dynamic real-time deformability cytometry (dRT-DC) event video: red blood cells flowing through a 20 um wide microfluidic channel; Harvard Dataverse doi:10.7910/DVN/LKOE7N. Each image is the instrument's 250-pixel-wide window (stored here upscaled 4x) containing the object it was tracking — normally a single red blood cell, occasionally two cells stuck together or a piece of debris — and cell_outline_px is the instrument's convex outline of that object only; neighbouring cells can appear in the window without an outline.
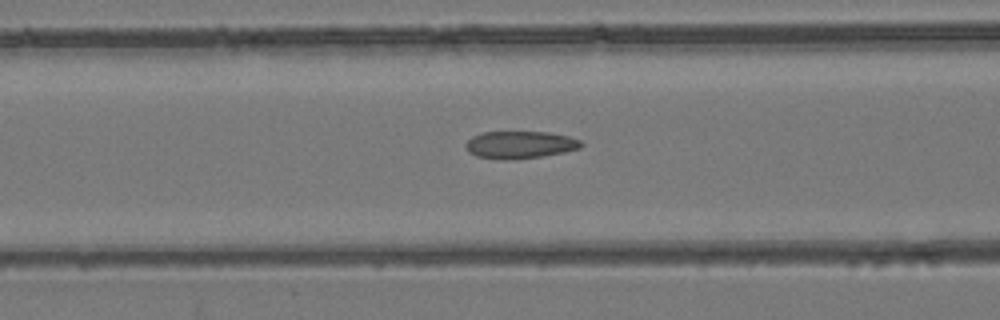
{"species": "common noctule bat (a hibernating species)", "species_latin": "Nyctalus noctula", "temperature_condition": "room temperature", "stored_images_in_passage": 35, "camera_frame_rate_fps": 3000, "um_per_image_px": 0.085, "animal": {"sex": "female", "body_mass_g": 24.6, "forearm_length_mm": 56.2}, "frame": {"image": 1, "passage_image": 13, "time_ms": 4.0, "image_size_px": [1000, 320], "cell_outline_px": [[584, 144], [580, 148], [564, 152], [544, 156], [516, 160], [508, 160], [476, 156], [468, 152], [464, 144], [472, 136], [480, 132], [548, 132], [568, 136], [580, 140]], "centroid_in_image_um": [44.19, 12.31], "position_along_channel_um": 122.4, "area_um2": 18.61}}
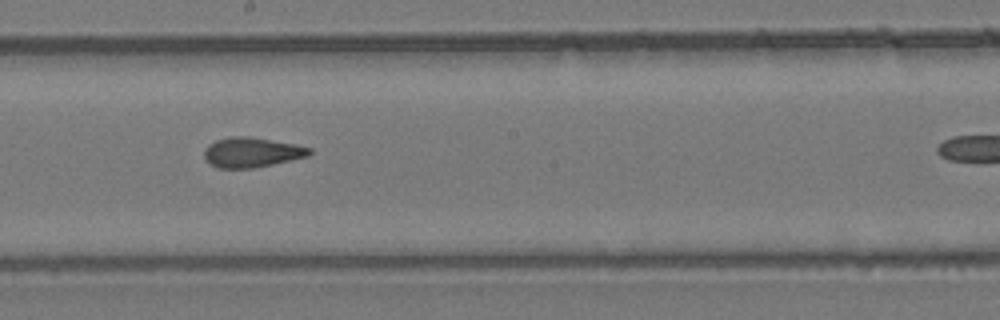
{"frame": {"image": 2, "passage_image": 21, "time_ms": 6.667, "image_size_px": [1000, 320], "cell_outline_px": [[312, 152], [308, 156], [272, 164], [252, 168], [220, 168], [208, 164], [204, 156], [204, 148], [208, 144], [216, 140], [232, 136], [248, 136], [296, 144], [312, 148]], "centroid_in_image_um": [21.37, 12.94], "position_along_channel_um": 226.8, "area_um2": 18.38}}
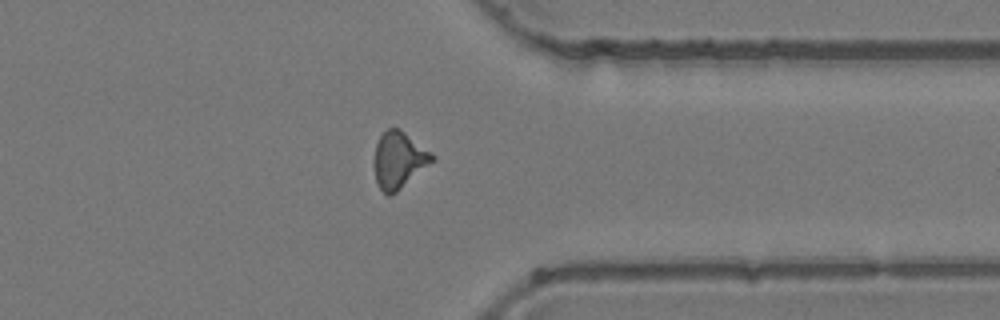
{"frame": {"image": 3, "passage_image": 33, "time_ms": 10.667, "image_size_px": [1000, 320], "cell_outline_px": [[436, 160], [396, 192], [388, 196], [380, 188], [376, 180], [372, 164], [376, 144], [380, 136], [388, 128], [400, 128], [432, 152], [436, 156]], "centroid_in_image_um": [33.91, 13.59], "position_along_channel_um": 377.5, "area_um2": 19.42}}